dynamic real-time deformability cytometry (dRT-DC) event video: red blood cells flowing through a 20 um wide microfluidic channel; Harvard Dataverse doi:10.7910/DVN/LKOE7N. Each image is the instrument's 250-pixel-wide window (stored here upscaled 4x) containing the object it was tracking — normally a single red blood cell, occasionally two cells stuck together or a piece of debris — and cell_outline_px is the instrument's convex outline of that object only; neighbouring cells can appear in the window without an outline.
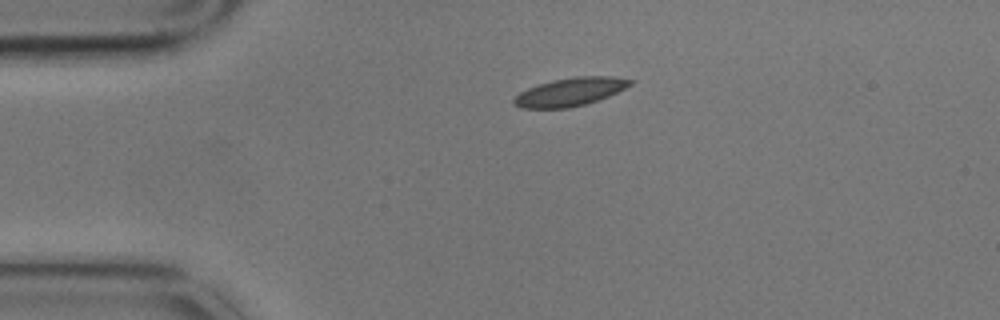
{"species": "common noctule bat (a hibernating species)", "species_latin": "Nyctalus noctula", "temperature_condition": "cold", "stored_images_in_passage": 2, "camera_frame_rate_fps": 3000, "um_per_image_px": 0.085, "animal": {"sex": "male", "body_mass_g": 17.9}, "frame": {"image": 1, "passage_image": 1, "time_ms": 0.0, "image_size_px": [1000, 320], "cell_outline_px": [[636, 80], [632, 84], [608, 96], [584, 104], [568, 108], [520, 108], [512, 104], [512, 100], [520, 92], [528, 88], [552, 80], [576, 76], [616, 76]], "centroid_in_image_um": [48.46, 7.8], "position_along_channel_um": 36.5, "area_um2": 19.07}}